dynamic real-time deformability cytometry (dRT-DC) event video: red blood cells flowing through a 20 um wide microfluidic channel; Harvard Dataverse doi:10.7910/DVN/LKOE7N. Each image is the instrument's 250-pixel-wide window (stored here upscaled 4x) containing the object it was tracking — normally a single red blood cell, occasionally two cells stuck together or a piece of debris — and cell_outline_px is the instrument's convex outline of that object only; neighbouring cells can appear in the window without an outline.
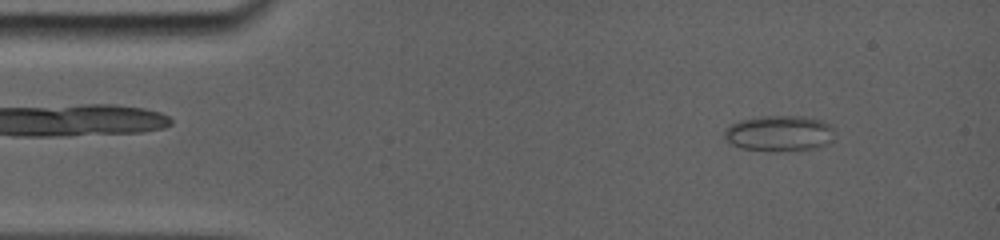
{"species": "common noctule bat (a hibernating species)", "species_latin": "Nyctalus noctula", "temperature_condition": "room temperature", "stored_images_in_passage": 28, "camera_frame_rate_fps": 5000, "um_per_image_px": 0.085, "animal": {"sex": "female", "body_mass_g": 19.0, "forearm_length_mm": 56.7}, "frame": {"image": 1, "passage_image": 4, "time_ms": 1.6, "image_size_px": [1000, 240], "cell_outline_px": [[828, 128], [796, 148], [748, 148], [736, 144], [728, 136], [728, 128], [732, 124], [744, 120], [816, 120], [828, 124]], "centroid_in_image_um": [65.85, 11.3], "position_along_channel_um": 19.1, "area_um2": 16.76}}
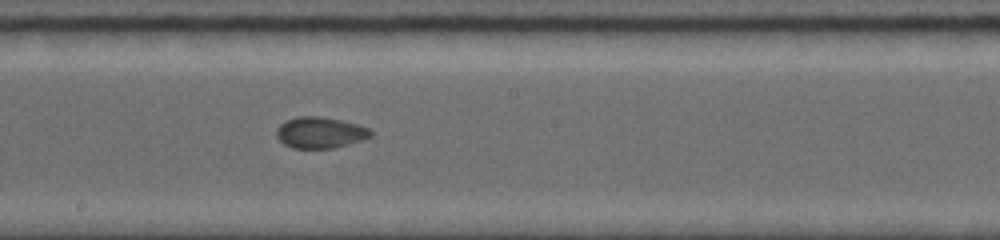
{"frame": {"image": 2, "passage_image": 15, "time_ms": 8.8, "image_size_px": [1000, 240], "cell_outline_px": [[372, 136], [348, 144], [332, 148], [292, 148], [284, 144], [276, 136], [276, 128], [280, 124], [296, 116], [320, 116], [340, 120], [356, 124], [368, 128], [372, 132]], "centroid_in_image_um": [27.18, 11.26], "position_along_channel_um": 221.0, "area_um2": 16.99}}
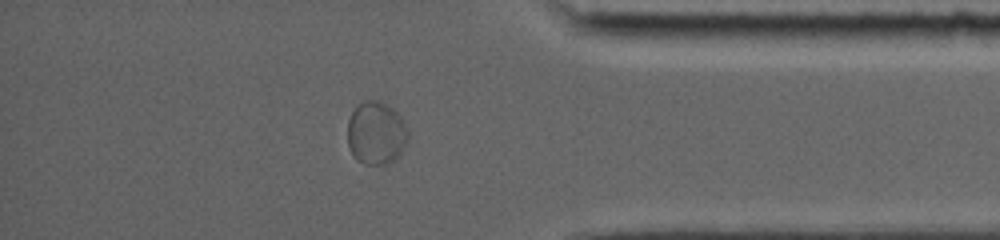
{"frame": {"image": 3, "passage_image": 25, "time_ms": 13.8, "image_size_px": [1000, 240], "cell_outline_px": [[408, 140], [400, 152], [392, 160], [384, 164], [364, 164], [356, 160], [352, 156], [348, 144], [348, 120], [356, 104], [364, 100], [376, 100], [392, 108], [404, 120], [408, 128]], "centroid_in_image_um": [31.95, 11.3], "position_along_channel_um": 403.3, "area_um2": 22.25}}